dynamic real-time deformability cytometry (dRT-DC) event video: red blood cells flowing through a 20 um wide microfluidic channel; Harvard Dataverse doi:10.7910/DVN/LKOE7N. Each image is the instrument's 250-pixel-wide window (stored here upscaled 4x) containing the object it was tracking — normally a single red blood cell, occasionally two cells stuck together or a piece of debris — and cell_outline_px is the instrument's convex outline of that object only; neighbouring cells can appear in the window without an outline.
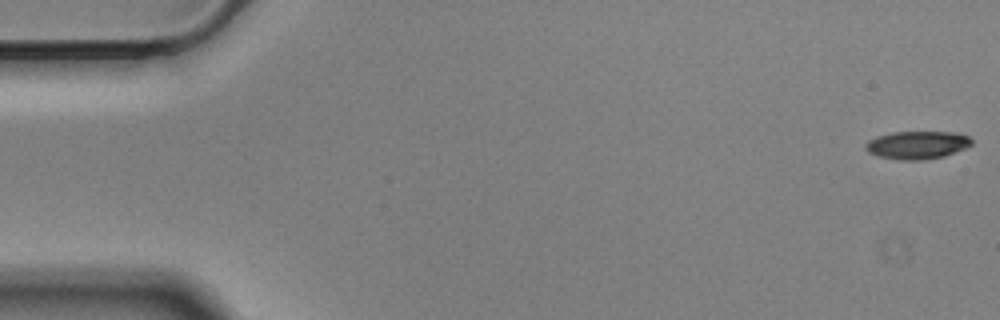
{"species": "Egyptian fruit bat (a non-hibernating species)", "species_latin": "Rousettus aegyptiacus", "temperature_condition": "cold", "stored_images_in_passage": 57, "camera_frame_rate_fps": 3000, "um_per_image_px": 0.085, "animal": {"sex": "male"}, "frame": {"image": 1, "passage_image": 1, "time_ms": 0.0, "image_size_px": [1000, 320], "cell_outline_px": [[972, 144], [964, 148], [944, 156], [924, 160], [900, 160], [876, 156], [868, 152], [864, 148], [864, 144], [868, 140], [876, 136], [892, 132], [952, 132], [968, 136], [972, 140]], "centroid_in_image_um": [77.9, 12.33], "position_along_channel_um": 7.1, "area_um2": 17.34}}
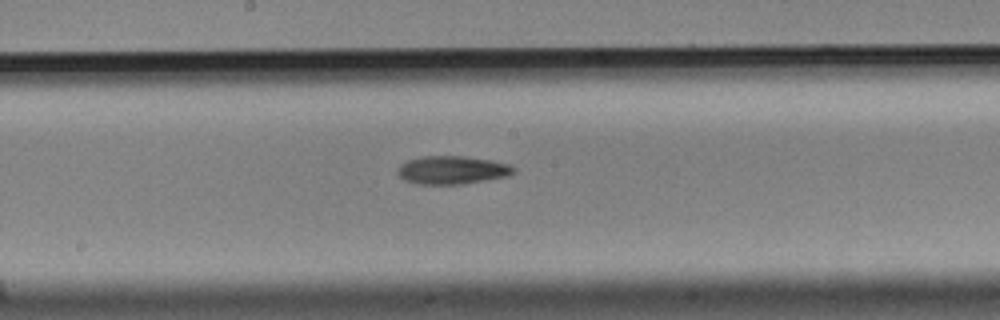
{"frame": {"image": 2, "passage_image": 30, "time_ms": 9.667, "image_size_px": [1000, 320], "cell_outline_px": [[516, 172], [508, 176], [464, 184], [420, 184], [404, 180], [396, 172], [396, 168], [400, 164], [408, 160], [424, 156], [464, 156], [492, 160], [508, 164], [516, 168]], "centroid_in_image_um": [38.44, 14.45], "position_along_channel_um": 209.8, "area_um2": 19.19}}
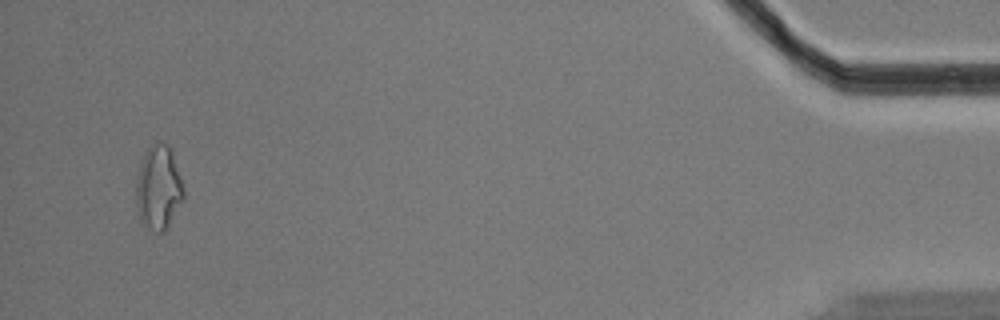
{"frame": {"image": 3, "passage_image": 55, "time_ms": 18.0, "image_size_px": [1000, 320], "cell_outline_px": [[184, 200], [164, 232], [152, 232], [140, 220], [136, 208], [136, 180], [140, 164], [144, 152], [156, 140], [168, 144], [172, 148], [184, 188]], "centroid_in_image_um": [13.48, 15.93], "position_along_channel_um": 421.7, "area_um2": 23.81}, "authors_computed_cell_mechanics": {"area_um2": 18.7272, "velocity_mm_per_s": 3.5088, "shape_relaxation_time_tau1_ms": 9.3855, "shape_relaxation_time_tau2_ms": null, "deformation_change_tau1": 0.1945, "deformation_change_tau2": null}}